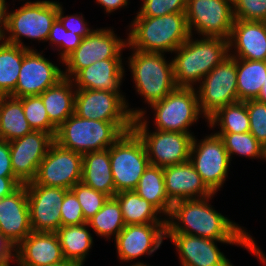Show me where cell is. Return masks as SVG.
Here are the masks:
<instances>
[{
  "instance_id": "cell-43",
  "label": "cell",
  "mask_w": 266,
  "mask_h": 266,
  "mask_svg": "<svg viewBox=\"0 0 266 266\" xmlns=\"http://www.w3.org/2000/svg\"><path fill=\"white\" fill-rule=\"evenodd\" d=\"M65 11L67 10L64 7L63 2H58V19L68 31L84 38L95 29L94 25H90L91 23L85 19L86 17H84L85 15L82 14V12L66 15Z\"/></svg>"
},
{
  "instance_id": "cell-26",
  "label": "cell",
  "mask_w": 266,
  "mask_h": 266,
  "mask_svg": "<svg viewBox=\"0 0 266 266\" xmlns=\"http://www.w3.org/2000/svg\"><path fill=\"white\" fill-rule=\"evenodd\" d=\"M81 182L109 197L116 194L110 163V147L82 155Z\"/></svg>"
},
{
  "instance_id": "cell-9",
  "label": "cell",
  "mask_w": 266,
  "mask_h": 266,
  "mask_svg": "<svg viewBox=\"0 0 266 266\" xmlns=\"http://www.w3.org/2000/svg\"><path fill=\"white\" fill-rule=\"evenodd\" d=\"M110 163L116 193L135 190L150 162L142 139L133 129L110 146Z\"/></svg>"
},
{
  "instance_id": "cell-22",
  "label": "cell",
  "mask_w": 266,
  "mask_h": 266,
  "mask_svg": "<svg viewBox=\"0 0 266 266\" xmlns=\"http://www.w3.org/2000/svg\"><path fill=\"white\" fill-rule=\"evenodd\" d=\"M0 232L15 247L32 232L26 185L0 199Z\"/></svg>"
},
{
  "instance_id": "cell-5",
  "label": "cell",
  "mask_w": 266,
  "mask_h": 266,
  "mask_svg": "<svg viewBox=\"0 0 266 266\" xmlns=\"http://www.w3.org/2000/svg\"><path fill=\"white\" fill-rule=\"evenodd\" d=\"M138 117L149 128L161 131L195 133L192 127L198 126L200 120H204L205 127H208V119L199 107L196 88L177 87L161 101L146 108Z\"/></svg>"
},
{
  "instance_id": "cell-14",
  "label": "cell",
  "mask_w": 266,
  "mask_h": 266,
  "mask_svg": "<svg viewBox=\"0 0 266 266\" xmlns=\"http://www.w3.org/2000/svg\"><path fill=\"white\" fill-rule=\"evenodd\" d=\"M166 239V223L129 224L113 240L119 264H145Z\"/></svg>"
},
{
  "instance_id": "cell-20",
  "label": "cell",
  "mask_w": 266,
  "mask_h": 266,
  "mask_svg": "<svg viewBox=\"0 0 266 266\" xmlns=\"http://www.w3.org/2000/svg\"><path fill=\"white\" fill-rule=\"evenodd\" d=\"M54 141L51 134L33 130L9 142L12 169L23 185L35 179L37 169Z\"/></svg>"
},
{
  "instance_id": "cell-38",
  "label": "cell",
  "mask_w": 266,
  "mask_h": 266,
  "mask_svg": "<svg viewBox=\"0 0 266 266\" xmlns=\"http://www.w3.org/2000/svg\"><path fill=\"white\" fill-rule=\"evenodd\" d=\"M22 101L23 111L30 127L35 131H44L54 138L57 128L50 122L48 113L39 95L19 98Z\"/></svg>"
},
{
  "instance_id": "cell-53",
  "label": "cell",
  "mask_w": 266,
  "mask_h": 266,
  "mask_svg": "<svg viewBox=\"0 0 266 266\" xmlns=\"http://www.w3.org/2000/svg\"><path fill=\"white\" fill-rule=\"evenodd\" d=\"M7 1V0H6ZM10 0H8L9 2ZM32 0H12L11 3H16V2H31Z\"/></svg>"
},
{
  "instance_id": "cell-10",
  "label": "cell",
  "mask_w": 266,
  "mask_h": 266,
  "mask_svg": "<svg viewBox=\"0 0 266 266\" xmlns=\"http://www.w3.org/2000/svg\"><path fill=\"white\" fill-rule=\"evenodd\" d=\"M113 26L97 27L81 41L78 48L64 61V77L72 79L81 69L96 61L125 59L127 38L116 32ZM116 32V33H115Z\"/></svg>"
},
{
  "instance_id": "cell-36",
  "label": "cell",
  "mask_w": 266,
  "mask_h": 266,
  "mask_svg": "<svg viewBox=\"0 0 266 266\" xmlns=\"http://www.w3.org/2000/svg\"><path fill=\"white\" fill-rule=\"evenodd\" d=\"M220 136L224 142L225 149L228 152L231 163H234L235 157H244L248 160H258L265 162V148L250 133H215ZM262 161V162H261Z\"/></svg>"
},
{
  "instance_id": "cell-35",
  "label": "cell",
  "mask_w": 266,
  "mask_h": 266,
  "mask_svg": "<svg viewBox=\"0 0 266 266\" xmlns=\"http://www.w3.org/2000/svg\"><path fill=\"white\" fill-rule=\"evenodd\" d=\"M29 49L0 43V96H10L16 88L24 54Z\"/></svg>"
},
{
  "instance_id": "cell-4",
  "label": "cell",
  "mask_w": 266,
  "mask_h": 266,
  "mask_svg": "<svg viewBox=\"0 0 266 266\" xmlns=\"http://www.w3.org/2000/svg\"><path fill=\"white\" fill-rule=\"evenodd\" d=\"M229 56L228 40L191 35L172 54L178 88H196L201 80Z\"/></svg>"
},
{
  "instance_id": "cell-42",
  "label": "cell",
  "mask_w": 266,
  "mask_h": 266,
  "mask_svg": "<svg viewBox=\"0 0 266 266\" xmlns=\"http://www.w3.org/2000/svg\"><path fill=\"white\" fill-rule=\"evenodd\" d=\"M234 19L266 22V0H232Z\"/></svg>"
},
{
  "instance_id": "cell-54",
  "label": "cell",
  "mask_w": 266,
  "mask_h": 266,
  "mask_svg": "<svg viewBox=\"0 0 266 266\" xmlns=\"http://www.w3.org/2000/svg\"><path fill=\"white\" fill-rule=\"evenodd\" d=\"M45 1V0H44ZM47 1H57V2H60V0H47Z\"/></svg>"
},
{
  "instance_id": "cell-28",
  "label": "cell",
  "mask_w": 266,
  "mask_h": 266,
  "mask_svg": "<svg viewBox=\"0 0 266 266\" xmlns=\"http://www.w3.org/2000/svg\"><path fill=\"white\" fill-rule=\"evenodd\" d=\"M50 122L58 128L74 113L76 88L72 79L64 77L39 95Z\"/></svg>"
},
{
  "instance_id": "cell-7",
  "label": "cell",
  "mask_w": 266,
  "mask_h": 266,
  "mask_svg": "<svg viewBox=\"0 0 266 266\" xmlns=\"http://www.w3.org/2000/svg\"><path fill=\"white\" fill-rule=\"evenodd\" d=\"M18 4L20 6L15 8L16 4L11 3L13 6L9 8L5 42L26 49H37L33 44L34 41L38 45L41 43L46 45L50 29L58 18V2L33 0ZM24 39L30 43L25 42Z\"/></svg>"
},
{
  "instance_id": "cell-51",
  "label": "cell",
  "mask_w": 266,
  "mask_h": 266,
  "mask_svg": "<svg viewBox=\"0 0 266 266\" xmlns=\"http://www.w3.org/2000/svg\"><path fill=\"white\" fill-rule=\"evenodd\" d=\"M257 100L266 103V80L263 83L260 94L257 97Z\"/></svg>"
},
{
  "instance_id": "cell-37",
  "label": "cell",
  "mask_w": 266,
  "mask_h": 266,
  "mask_svg": "<svg viewBox=\"0 0 266 266\" xmlns=\"http://www.w3.org/2000/svg\"><path fill=\"white\" fill-rule=\"evenodd\" d=\"M82 37L71 31H68L61 21L57 18L53 23L46 46L42 50L51 49L52 54L56 53L57 57L64 61L73 51L81 44ZM50 47V48H49Z\"/></svg>"
},
{
  "instance_id": "cell-24",
  "label": "cell",
  "mask_w": 266,
  "mask_h": 266,
  "mask_svg": "<svg viewBox=\"0 0 266 266\" xmlns=\"http://www.w3.org/2000/svg\"><path fill=\"white\" fill-rule=\"evenodd\" d=\"M63 260L56 232H31L16 246L17 266H46Z\"/></svg>"
},
{
  "instance_id": "cell-39",
  "label": "cell",
  "mask_w": 266,
  "mask_h": 266,
  "mask_svg": "<svg viewBox=\"0 0 266 266\" xmlns=\"http://www.w3.org/2000/svg\"><path fill=\"white\" fill-rule=\"evenodd\" d=\"M70 190L78 199L86 221L92 218L109 198L108 195L96 191L82 182L76 183Z\"/></svg>"
},
{
  "instance_id": "cell-11",
  "label": "cell",
  "mask_w": 266,
  "mask_h": 266,
  "mask_svg": "<svg viewBox=\"0 0 266 266\" xmlns=\"http://www.w3.org/2000/svg\"><path fill=\"white\" fill-rule=\"evenodd\" d=\"M180 266H235L220 246H237L250 252V240H213L183 233H166ZM220 245V246H218Z\"/></svg>"
},
{
  "instance_id": "cell-45",
  "label": "cell",
  "mask_w": 266,
  "mask_h": 266,
  "mask_svg": "<svg viewBox=\"0 0 266 266\" xmlns=\"http://www.w3.org/2000/svg\"><path fill=\"white\" fill-rule=\"evenodd\" d=\"M16 260V247L0 232V266L14 265Z\"/></svg>"
},
{
  "instance_id": "cell-52",
  "label": "cell",
  "mask_w": 266,
  "mask_h": 266,
  "mask_svg": "<svg viewBox=\"0 0 266 266\" xmlns=\"http://www.w3.org/2000/svg\"><path fill=\"white\" fill-rule=\"evenodd\" d=\"M115 266H158V265H151L150 263H145V264H121V265H115Z\"/></svg>"
},
{
  "instance_id": "cell-2",
  "label": "cell",
  "mask_w": 266,
  "mask_h": 266,
  "mask_svg": "<svg viewBox=\"0 0 266 266\" xmlns=\"http://www.w3.org/2000/svg\"><path fill=\"white\" fill-rule=\"evenodd\" d=\"M125 72H130L133 91L143 102L142 107H133L132 116L138 117L153 103L161 101L177 86L174 80L172 57L163 53L144 52L126 46ZM130 54V55H129ZM168 57V58H167ZM147 105V106H146Z\"/></svg>"
},
{
  "instance_id": "cell-19",
  "label": "cell",
  "mask_w": 266,
  "mask_h": 266,
  "mask_svg": "<svg viewBox=\"0 0 266 266\" xmlns=\"http://www.w3.org/2000/svg\"><path fill=\"white\" fill-rule=\"evenodd\" d=\"M26 185L32 232H56L61 227V206L68 189Z\"/></svg>"
},
{
  "instance_id": "cell-17",
  "label": "cell",
  "mask_w": 266,
  "mask_h": 266,
  "mask_svg": "<svg viewBox=\"0 0 266 266\" xmlns=\"http://www.w3.org/2000/svg\"><path fill=\"white\" fill-rule=\"evenodd\" d=\"M128 95L105 90L76 89L74 114L106 122H134Z\"/></svg>"
},
{
  "instance_id": "cell-13",
  "label": "cell",
  "mask_w": 266,
  "mask_h": 266,
  "mask_svg": "<svg viewBox=\"0 0 266 266\" xmlns=\"http://www.w3.org/2000/svg\"><path fill=\"white\" fill-rule=\"evenodd\" d=\"M199 107L209 119L220 108L238 102L236 58L227 56L196 87Z\"/></svg>"
},
{
  "instance_id": "cell-50",
  "label": "cell",
  "mask_w": 266,
  "mask_h": 266,
  "mask_svg": "<svg viewBox=\"0 0 266 266\" xmlns=\"http://www.w3.org/2000/svg\"><path fill=\"white\" fill-rule=\"evenodd\" d=\"M14 266H17V264L15 263ZM46 266H80L79 264L70 261V260H63L61 262L55 263V264H50V265H46Z\"/></svg>"
},
{
  "instance_id": "cell-8",
  "label": "cell",
  "mask_w": 266,
  "mask_h": 266,
  "mask_svg": "<svg viewBox=\"0 0 266 266\" xmlns=\"http://www.w3.org/2000/svg\"><path fill=\"white\" fill-rule=\"evenodd\" d=\"M206 129H208V134H201V139L197 138L199 135L193 136L189 161L206 186L213 193L218 194L223 191L226 181L230 179L233 163H231L222 138L209 127Z\"/></svg>"
},
{
  "instance_id": "cell-18",
  "label": "cell",
  "mask_w": 266,
  "mask_h": 266,
  "mask_svg": "<svg viewBox=\"0 0 266 266\" xmlns=\"http://www.w3.org/2000/svg\"><path fill=\"white\" fill-rule=\"evenodd\" d=\"M82 178V155L55 141L41 161L33 182L70 190Z\"/></svg>"
},
{
  "instance_id": "cell-16",
  "label": "cell",
  "mask_w": 266,
  "mask_h": 266,
  "mask_svg": "<svg viewBox=\"0 0 266 266\" xmlns=\"http://www.w3.org/2000/svg\"><path fill=\"white\" fill-rule=\"evenodd\" d=\"M44 53L41 48L29 49L24 54L17 85L10 96L21 98L40 95L64 78L63 61L57 58L55 63L50 55L46 57Z\"/></svg>"
},
{
  "instance_id": "cell-15",
  "label": "cell",
  "mask_w": 266,
  "mask_h": 266,
  "mask_svg": "<svg viewBox=\"0 0 266 266\" xmlns=\"http://www.w3.org/2000/svg\"><path fill=\"white\" fill-rule=\"evenodd\" d=\"M185 14L191 35L229 40L235 20L232 0H187Z\"/></svg>"
},
{
  "instance_id": "cell-32",
  "label": "cell",
  "mask_w": 266,
  "mask_h": 266,
  "mask_svg": "<svg viewBox=\"0 0 266 266\" xmlns=\"http://www.w3.org/2000/svg\"><path fill=\"white\" fill-rule=\"evenodd\" d=\"M238 101L257 99L266 80V61L236 58Z\"/></svg>"
},
{
  "instance_id": "cell-48",
  "label": "cell",
  "mask_w": 266,
  "mask_h": 266,
  "mask_svg": "<svg viewBox=\"0 0 266 266\" xmlns=\"http://www.w3.org/2000/svg\"><path fill=\"white\" fill-rule=\"evenodd\" d=\"M21 185H23L16 177L0 176V199L11 195Z\"/></svg>"
},
{
  "instance_id": "cell-31",
  "label": "cell",
  "mask_w": 266,
  "mask_h": 266,
  "mask_svg": "<svg viewBox=\"0 0 266 266\" xmlns=\"http://www.w3.org/2000/svg\"><path fill=\"white\" fill-rule=\"evenodd\" d=\"M114 197L119 202L125 225L166 223V218L135 190L122 191Z\"/></svg>"
},
{
  "instance_id": "cell-1",
  "label": "cell",
  "mask_w": 266,
  "mask_h": 266,
  "mask_svg": "<svg viewBox=\"0 0 266 266\" xmlns=\"http://www.w3.org/2000/svg\"><path fill=\"white\" fill-rule=\"evenodd\" d=\"M216 195L173 203L166 219V233H183L213 240H250L249 254L266 266L265 251L251 231L212 205Z\"/></svg>"
},
{
  "instance_id": "cell-47",
  "label": "cell",
  "mask_w": 266,
  "mask_h": 266,
  "mask_svg": "<svg viewBox=\"0 0 266 266\" xmlns=\"http://www.w3.org/2000/svg\"><path fill=\"white\" fill-rule=\"evenodd\" d=\"M93 2L97 5V7L103 9L101 11L104 15L109 17L110 15H113V13H120L121 10L128 9L131 4V0H94Z\"/></svg>"
},
{
  "instance_id": "cell-27",
  "label": "cell",
  "mask_w": 266,
  "mask_h": 266,
  "mask_svg": "<svg viewBox=\"0 0 266 266\" xmlns=\"http://www.w3.org/2000/svg\"><path fill=\"white\" fill-rule=\"evenodd\" d=\"M56 233L59 237L64 259L85 266L95 246L94 241L97 239L88 223L61 226Z\"/></svg>"
},
{
  "instance_id": "cell-3",
  "label": "cell",
  "mask_w": 266,
  "mask_h": 266,
  "mask_svg": "<svg viewBox=\"0 0 266 266\" xmlns=\"http://www.w3.org/2000/svg\"><path fill=\"white\" fill-rule=\"evenodd\" d=\"M124 28L131 49L170 56L191 36L185 13L132 17Z\"/></svg>"
},
{
  "instance_id": "cell-30",
  "label": "cell",
  "mask_w": 266,
  "mask_h": 266,
  "mask_svg": "<svg viewBox=\"0 0 266 266\" xmlns=\"http://www.w3.org/2000/svg\"><path fill=\"white\" fill-rule=\"evenodd\" d=\"M135 192L152 204L166 219L168 218L173 203L165 191L163 168L149 165L140 177Z\"/></svg>"
},
{
  "instance_id": "cell-49",
  "label": "cell",
  "mask_w": 266,
  "mask_h": 266,
  "mask_svg": "<svg viewBox=\"0 0 266 266\" xmlns=\"http://www.w3.org/2000/svg\"><path fill=\"white\" fill-rule=\"evenodd\" d=\"M11 2L0 0V43L5 42L8 29V13Z\"/></svg>"
},
{
  "instance_id": "cell-46",
  "label": "cell",
  "mask_w": 266,
  "mask_h": 266,
  "mask_svg": "<svg viewBox=\"0 0 266 266\" xmlns=\"http://www.w3.org/2000/svg\"><path fill=\"white\" fill-rule=\"evenodd\" d=\"M0 176L15 177L10 157L9 142L0 139Z\"/></svg>"
},
{
  "instance_id": "cell-44",
  "label": "cell",
  "mask_w": 266,
  "mask_h": 266,
  "mask_svg": "<svg viewBox=\"0 0 266 266\" xmlns=\"http://www.w3.org/2000/svg\"><path fill=\"white\" fill-rule=\"evenodd\" d=\"M60 212L61 226L80 225L87 223L83 216L81 205L71 190H68L65 193Z\"/></svg>"
},
{
  "instance_id": "cell-6",
  "label": "cell",
  "mask_w": 266,
  "mask_h": 266,
  "mask_svg": "<svg viewBox=\"0 0 266 266\" xmlns=\"http://www.w3.org/2000/svg\"><path fill=\"white\" fill-rule=\"evenodd\" d=\"M132 128L133 122L85 119L73 113L57 128L54 140L60 146L84 155L108 149Z\"/></svg>"
},
{
  "instance_id": "cell-29",
  "label": "cell",
  "mask_w": 266,
  "mask_h": 266,
  "mask_svg": "<svg viewBox=\"0 0 266 266\" xmlns=\"http://www.w3.org/2000/svg\"><path fill=\"white\" fill-rule=\"evenodd\" d=\"M32 131L22 101L12 96H0V139L10 142Z\"/></svg>"
},
{
  "instance_id": "cell-23",
  "label": "cell",
  "mask_w": 266,
  "mask_h": 266,
  "mask_svg": "<svg viewBox=\"0 0 266 266\" xmlns=\"http://www.w3.org/2000/svg\"><path fill=\"white\" fill-rule=\"evenodd\" d=\"M228 43L234 58L266 61V23L235 19Z\"/></svg>"
},
{
  "instance_id": "cell-41",
  "label": "cell",
  "mask_w": 266,
  "mask_h": 266,
  "mask_svg": "<svg viewBox=\"0 0 266 266\" xmlns=\"http://www.w3.org/2000/svg\"><path fill=\"white\" fill-rule=\"evenodd\" d=\"M244 102L246 103L249 115V132L266 149V103L257 99Z\"/></svg>"
},
{
  "instance_id": "cell-34",
  "label": "cell",
  "mask_w": 266,
  "mask_h": 266,
  "mask_svg": "<svg viewBox=\"0 0 266 266\" xmlns=\"http://www.w3.org/2000/svg\"><path fill=\"white\" fill-rule=\"evenodd\" d=\"M208 127L214 133L249 132L250 121L246 103L238 101L220 108L208 119Z\"/></svg>"
},
{
  "instance_id": "cell-25",
  "label": "cell",
  "mask_w": 266,
  "mask_h": 266,
  "mask_svg": "<svg viewBox=\"0 0 266 266\" xmlns=\"http://www.w3.org/2000/svg\"><path fill=\"white\" fill-rule=\"evenodd\" d=\"M165 191L172 203L206 198L214 193L206 186L190 161L163 168Z\"/></svg>"
},
{
  "instance_id": "cell-33",
  "label": "cell",
  "mask_w": 266,
  "mask_h": 266,
  "mask_svg": "<svg viewBox=\"0 0 266 266\" xmlns=\"http://www.w3.org/2000/svg\"><path fill=\"white\" fill-rule=\"evenodd\" d=\"M93 235L108 243L113 241L125 227L118 200L109 197L103 207L87 221Z\"/></svg>"
},
{
  "instance_id": "cell-40",
  "label": "cell",
  "mask_w": 266,
  "mask_h": 266,
  "mask_svg": "<svg viewBox=\"0 0 266 266\" xmlns=\"http://www.w3.org/2000/svg\"><path fill=\"white\" fill-rule=\"evenodd\" d=\"M141 2V3H140ZM187 0H140L134 17H159L166 14L185 13Z\"/></svg>"
},
{
  "instance_id": "cell-21",
  "label": "cell",
  "mask_w": 266,
  "mask_h": 266,
  "mask_svg": "<svg viewBox=\"0 0 266 266\" xmlns=\"http://www.w3.org/2000/svg\"><path fill=\"white\" fill-rule=\"evenodd\" d=\"M126 75L128 74L125 72V59H106L96 61L81 69L72 81L76 89L105 90L127 94L122 90Z\"/></svg>"
},
{
  "instance_id": "cell-12",
  "label": "cell",
  "mask_w": 266,
  "mask_h": 266,
  "mask_svg": "<svg viewBox=\"0 0 266 266\" xmlns=\"http://www.w3.org/2000/svg\"><path fill=\"white\" fill-rule=\"evenodd\" d=\"M132 129L142 139L150 165L165 168L189 161L192 139L196 133L151 129L139 117L134 118Z\"/></svg>"
}]
</instances>
